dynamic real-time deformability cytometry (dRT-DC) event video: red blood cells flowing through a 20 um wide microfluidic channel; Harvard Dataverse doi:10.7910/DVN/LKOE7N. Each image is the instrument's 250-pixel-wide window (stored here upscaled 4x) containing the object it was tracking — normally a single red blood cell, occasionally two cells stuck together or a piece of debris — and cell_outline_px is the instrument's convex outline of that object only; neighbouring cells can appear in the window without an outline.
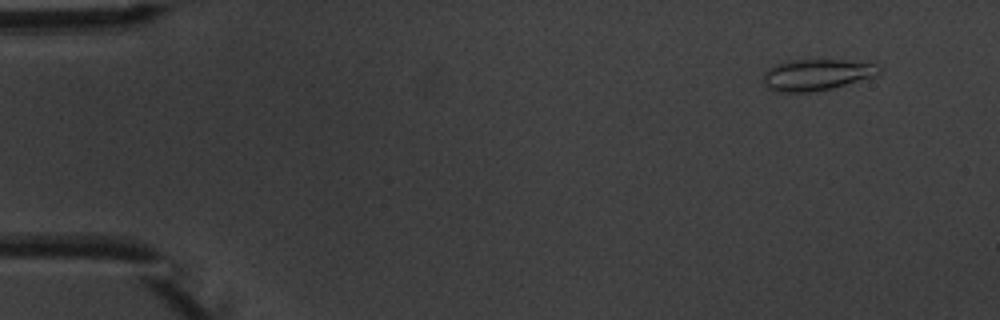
{"species": "common noctule bat (a hibernating species)", "species_latin": "Nyctalus noctula", "temperature_condition": "warm", "stored_images_in_passage": 6, "camera_frame_rate_fps": 3000, "um_per_image_px": 0.085, "animal": {"sex": "male", "body_mass_g": 20.1, "forearm_length_mm": 53.5}, "frame": {"image": 1, "passage_image": 2, "time_ms": 1.333, "image_size_px": [1000, 320], "cell_outline_px": [[880, 72], [876, 76], [832, 88], [808, 92], [776, 92], [768, 88], [764, 84], [764, 72], [768, 68], [776, 64], [792, 60], [844, 60], [872, 64], [880, 68]], "centroid_in_image_um": [69.37, 6.36], "position_along_channel_um": 15.6, "area_um2": 20.87}}